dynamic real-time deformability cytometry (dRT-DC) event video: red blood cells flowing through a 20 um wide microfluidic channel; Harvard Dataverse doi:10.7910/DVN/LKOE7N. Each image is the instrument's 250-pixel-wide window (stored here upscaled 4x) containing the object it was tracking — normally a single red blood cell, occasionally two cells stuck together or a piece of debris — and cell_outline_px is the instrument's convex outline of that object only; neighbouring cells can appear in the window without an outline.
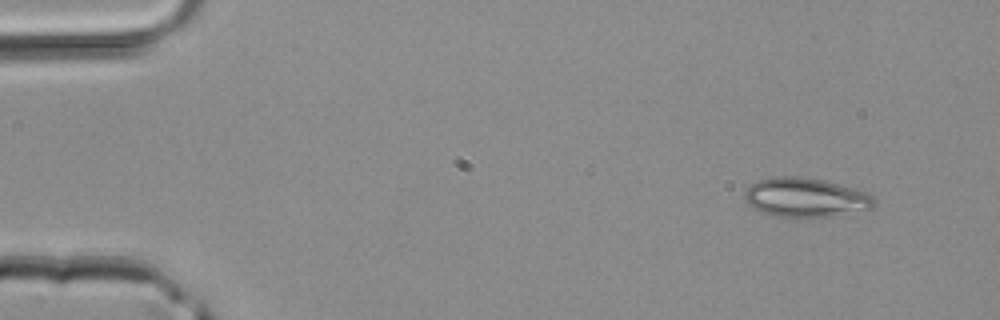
{"species": "common noctule bat (a hibernating species)", "species_latin": "Nyctalus noctula", "temperature_condition": "room temperature", "stored_images_in_passage": 3, "camera_frame_rate_fps": 3000, "um_per_image_px": 0.085, "animal": {"sex": "male", "body_mass_g": 20.4}, "frame": {"image": 1, "passage_image": 1, "time_ms": 0.0, "image_size_px": [1000, 320], "cell_outline_px": [[876, 204], [872, 208], [828, 216], [800, 220], [776, 216], [760, 212], [748, 204], [744, 200], [744, 192], [748, 184], [756, 180], [772, 176], [800, 176], [824, 180], [840, 184], [868, 192], [876, 200]], "centroid_in_image_um": [68.41, 16.79], "position_along_channel_um": 16.6, "area_um2": 30.46}}